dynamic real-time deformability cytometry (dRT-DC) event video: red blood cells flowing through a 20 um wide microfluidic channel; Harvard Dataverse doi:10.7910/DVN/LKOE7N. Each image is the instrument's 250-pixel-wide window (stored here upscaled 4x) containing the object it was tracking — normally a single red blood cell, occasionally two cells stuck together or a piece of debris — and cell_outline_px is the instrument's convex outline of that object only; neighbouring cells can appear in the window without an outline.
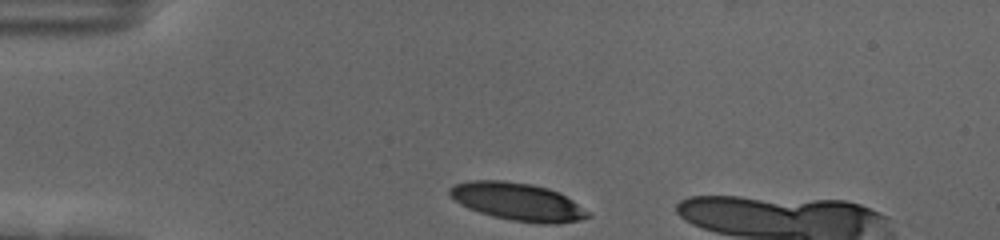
{"species": "human", "species_latin": "Homo sapiens", "temperature_condition": "cold", "stored_images_in_passage": 35, "camera_frame_rate_fps": 3000, "um_per_image_px": 0.085, "donor": {"sex": "female"}, "frame": {"image": 1, "passage_image": 1, "time_ms": 0.0, "image_size_px": [1000, 240], "cell_outline_px": [[592, 216], [580, 220], [556, 224], [544, 224], [512, 220], [492, 216], [468, 208], [460, 204], [448, 192], [448, 188], [456, 184], [468, 180], [504, 180], [532, 184], [548, 188], [572, 200], [592, 212]], "centroid_in_image_um": [44.03, 17.14], "position_along_channel_um": 41.0, "area_um2": 30.4}}
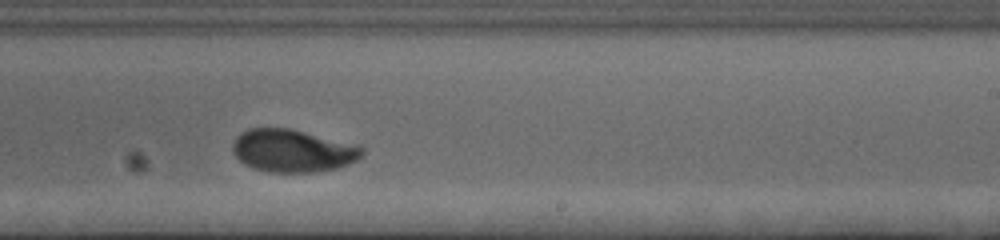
{"frame": {"image": 2, "passage_image": 23, "time_ms": 7.333, "image_size_px": [1000, 240], "cell_outline_px": [[364, 152], [356, 160], [348, 164], [336, 168], [316, 172], [268, 172], [252, 168], [244, 164], [232, 152], [232, 144], [236, 136], [240, 132], [248, 128], [288, 128], [360, 144], [364, 148]], "centroid_in_image_um": [24.88, 12.8], "position_along_channel_um": 264.1, "area_um2": 32.54}}
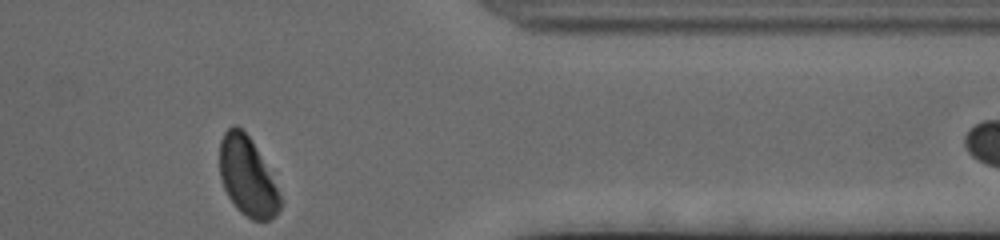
{"frame": {"image": 3, "passage_image": 35, "time_ms": 11.333, "image_size_px": [1000, 240], "cell_outline_px": [[280, 208], [276, 216], [268, 220], [252, 220], [240, 212], [236, 208], [228, 196], [224, 188], [220, 176], [220, 140], [224, 132], [232, 124], [236, 124], [252, 140], [280, 196]], "centroid_in_image_um": [20.99, 15.01], "position_along_channel_um": 390.4, "area_um2": 27.28}, "authors_computed_cell_mechanics": {"area_um2": 32.368, "velocity_mm_per_s": 3.5273, "shape_relaxation_time_tau1_ms": 4.0721, "shape_relaxation_time_tau2_ms": null, "deformation_change_tau1": 0.1832, "deformation_change_tau2": null}}